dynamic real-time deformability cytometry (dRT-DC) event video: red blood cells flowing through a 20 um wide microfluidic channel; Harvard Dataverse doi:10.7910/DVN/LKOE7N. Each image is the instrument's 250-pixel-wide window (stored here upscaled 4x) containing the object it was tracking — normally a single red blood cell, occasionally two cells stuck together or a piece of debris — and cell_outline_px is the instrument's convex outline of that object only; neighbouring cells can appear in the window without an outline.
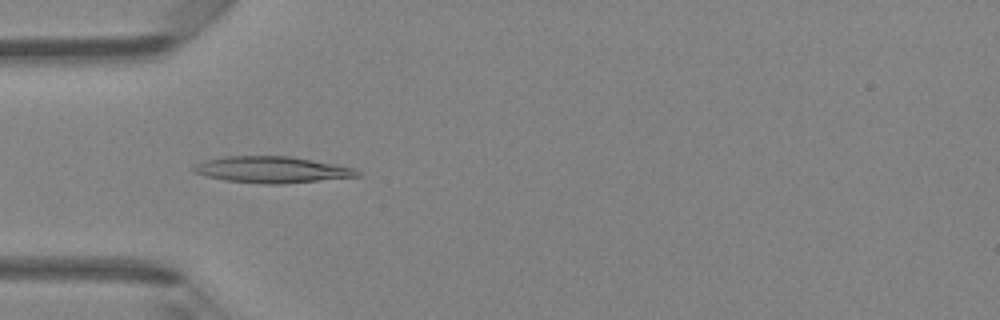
{"species": "Egyptian fruit bat (a non-hibernating species)", "species_latin": "Rousettus aegyptiacus", "temperature_condition": "room temperature", "stored_images_in_passage": 45, "camera_frame_rate_fps": 3000, "um_per_image_px": 0.085, "animal": {"sex": "female"}, "frame": {"image": 1, "passage_image": 14, "time_ms": 4.333, "image_size_px": [1000, 320], "cell_outline_px": [[360, 176], [284, 184], [264, 184], [224, 180], [204, 176], [192, 172], [192, 168], [196, 164], [204, 160], [224, 156], [288, 156], [356, 168], [360, 172]], "centroid_in_image_um": [23.07, 14.43], "position_along_channel_um": 61.9, "area_um2": 25.2}}
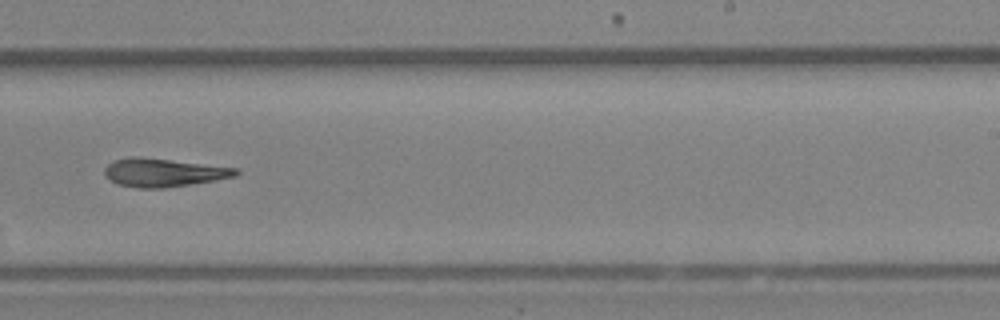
{"frame": {"image": 2, "passage_image": 29, "time_ms": 9.333, "image_size_px": [1000, 320], "cell_outline_px": [[240, 172], [236, 176], [164, 188], [140, 188], [116, 184], [108, 180], [104, 176], [104, 168], [112, 160], [132, 156], [136, 156], [240, 168]], "centroid_in_image_um": [13.84, 14.66], "position_along_channel_um": 275.2, "area_um2": 21.68}}
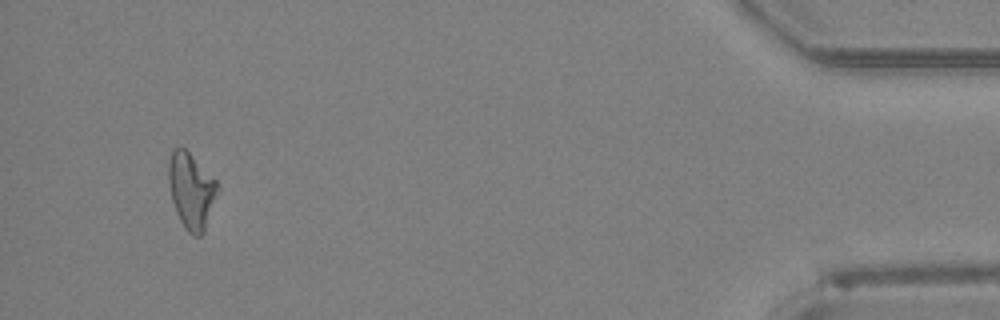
{"frame": {"image": 3, "passage_image": 44, "time_ms": 14.333, "image_size_px": [1000, 320], "cell_outline_px": [[220, 192], [204, 232], [200, 236], [192, 236], [184, 228], [176, 212], [172, 200], [168, 180], [168, 160], [172, 152], [176, 148], [184, 148], [220, 184]], "centroid_in_image_um": [16.29, 16.26], "position_along_channel_um": 418.9, "area_um2": 21.91}}